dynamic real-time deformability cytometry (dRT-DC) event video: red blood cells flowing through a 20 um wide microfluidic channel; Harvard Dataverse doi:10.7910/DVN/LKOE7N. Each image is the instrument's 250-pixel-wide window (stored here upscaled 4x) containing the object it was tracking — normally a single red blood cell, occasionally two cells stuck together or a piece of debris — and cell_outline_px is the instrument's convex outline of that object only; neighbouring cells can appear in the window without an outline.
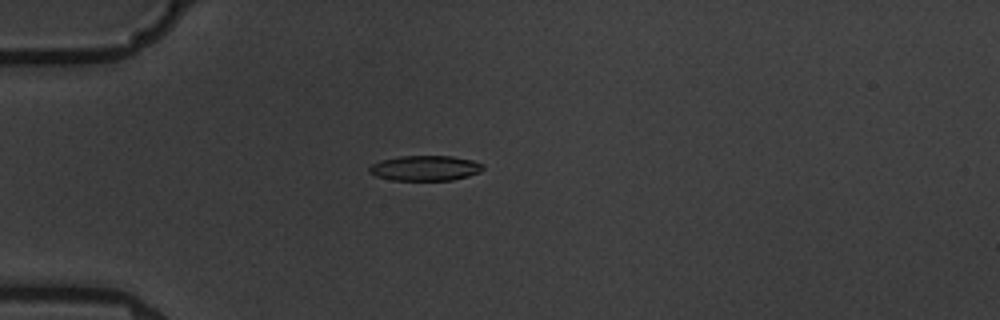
{"species": "common noctule bat (a hibernating species)", "species_latin": "Nyctalus noctula", "temperature_condition": "warm", "stored_images_in_passage": 6, "camera_frame_rate_fps": 3000, "um_per_image_px": 0.085, "animal": {"sex": "male", "body_mass_g": 19.5, "forearm_length_mm": 54.6}, "frame": {"image": 1, "passage_image": 4, "time_ms": 4.333, "image_size_px": [1000, 320], "cell_outline_px": [[484, 168], [480, 172], [468, 176], [452, 180], [392, 180], [376, 176], [368, 172], [368, 168], [372, 164], [380, 160], [400, 156], [452, 156], [472, 160], [484, 164]], "centroid_in_image_um": [36.14, 14.29], "position_along_channel_um": 48.9, "area_um2": 16.76}}
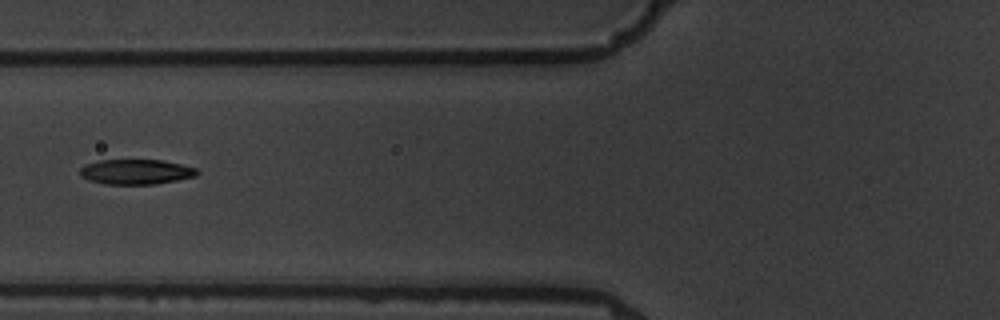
{"frame": {"image": 2, "passage_image": 6, "time_ms": 6.667, "image_size_px": [1000, 320], "cell_outline_px": [[200, 172], [196, 176], [156, 184], [104, 184], [88, 180], [80, 176], [80, 168], [84, 164], [100, 160], [164, 160], [196, 168]], "centroid_in_image_um": [11.54, 14.6], "position_along_channel_um": 114.3, "area_um2": 17.17}}